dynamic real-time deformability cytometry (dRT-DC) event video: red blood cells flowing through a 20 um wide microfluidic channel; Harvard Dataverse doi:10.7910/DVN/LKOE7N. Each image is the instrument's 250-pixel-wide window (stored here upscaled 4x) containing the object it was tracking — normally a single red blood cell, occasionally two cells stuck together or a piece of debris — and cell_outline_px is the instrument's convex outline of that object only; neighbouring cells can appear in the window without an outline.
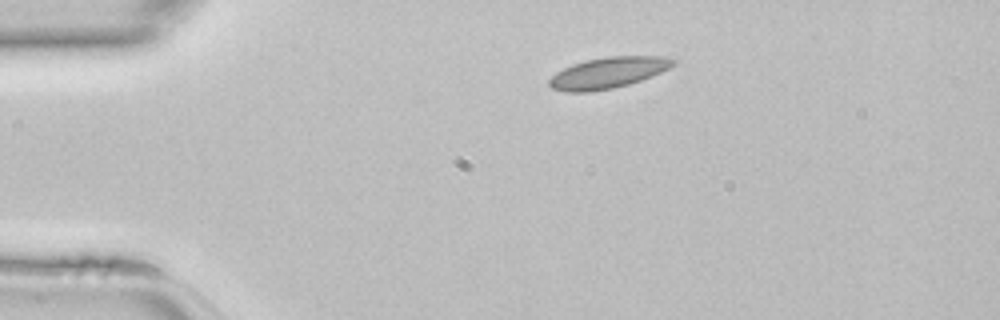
{"species": "common noctule bat (a hibernating species)", "species_latin": "Nyctalus noctula", "temperature_condition": "room temperature", "stored_images_in_passage": 37, "camera_frame_rate_fps": 3000, "um_per_image_px": 0.085, "animal": {"sex": "female", "body_mass_g": 22.7, "forearm_length_mm": 54.2}, "frame": {"image": 1, "passage_image": 1, "time_ms": 0.0, "image_size_px": [1000, 320], "cell_outline_px": [[676, 64], [652, 76], [628, 84], [612, 88], [588, 92], [564, 92], [552, 88], [548, 84], [548, 80], [556, 72], [572, 64], [584, 60], [604, 56], [664, 56], [676, 60]], "centroid_in_image_um": [51.66, 6.17], "position_along_channel_um": 33.3, "area_um2": 22.48}}
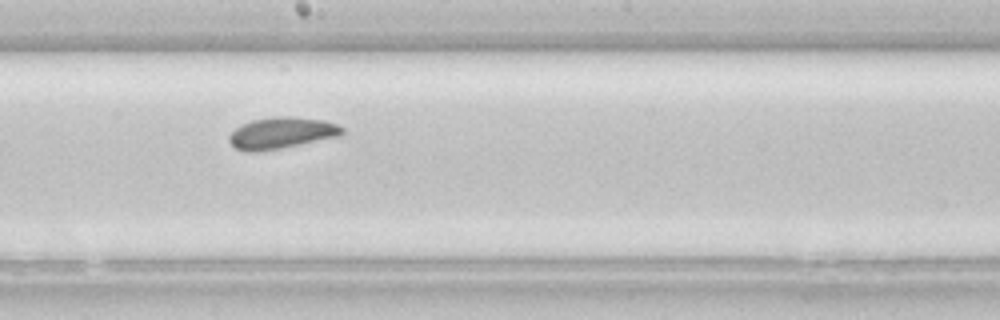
{"frame": {"image": 2, "passage_image": 17, "time_ms": 5.333, "image_size_px": [1000, 320], "cell_outline_px": [[344, 132], [340, 136], [280, 148], [256, 152], [244, 152], [236, 148], [228, 140], [228, 136], [236, 128], [252, 120], [272, 116], [292, 116], [324, 120], [336, 124], [344, 128]], "centroid_in_image_um": [23.93, 11.3], "position_along_channel_um": 224.3, "area_um2": 20.69}}
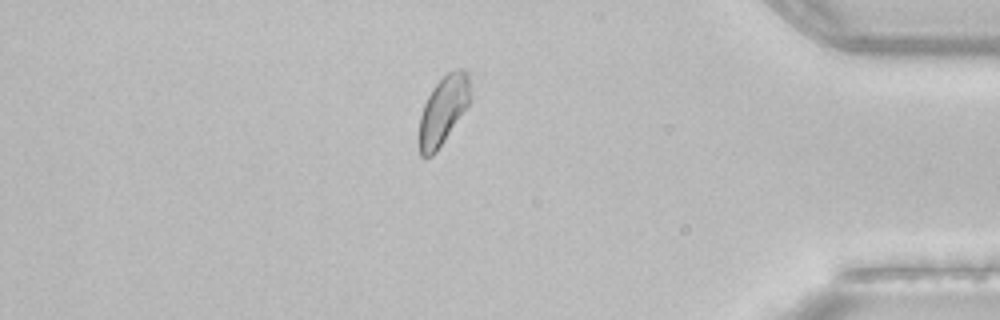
{"frame": {"image": 3, "passage_image": 31, "time_ms": 10.0, "image_size_px": [1000, 320], "cell_outline_px": [[472, 100], [436, 152], [432, 156], [420, 156], [420, 116], [424, 104], [432, 88], [448, 72], [456, 68], [464, 68], [468, 72]], "centroid_in_image_um": [37.71, 9.32], "position_along_channel_um": 397.5, "area_um2": 20.29}}